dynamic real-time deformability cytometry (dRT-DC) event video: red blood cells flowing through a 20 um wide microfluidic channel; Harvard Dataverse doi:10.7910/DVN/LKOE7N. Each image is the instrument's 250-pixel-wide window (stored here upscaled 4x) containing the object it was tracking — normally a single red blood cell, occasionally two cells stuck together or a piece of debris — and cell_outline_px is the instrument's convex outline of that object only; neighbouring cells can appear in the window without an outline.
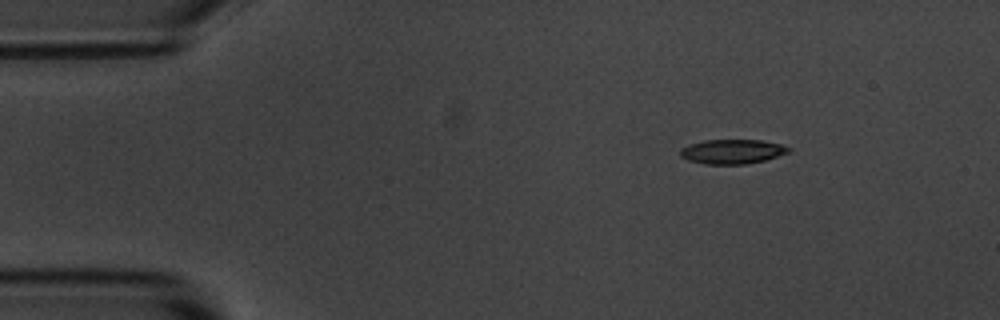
{"species": "common noctule bat (a hibernating species)", "species_latin": "Nyctalus noctula", "temperature_condition": "room temperature", "stored_images_in_passage": 5, "camera_frame_rate_fps": 3000, "um_per_image_px": 0.085, "animal": {"sex": "male", "body_mass_g": 20.1, "forearm_length_mm": 53.5}, "frame": {"image": 1, "passage_image": 1, "time_ms": 0.0, "image_size_px": [1000, 320], "cell_outline_px": [[792, 148], [788, 152], [764, 160], [744, 164], [704, 164], [688, 160], [680, 156], [680, 148], [688, 144], [704, 140], [760, 140], [780, 144]], "centroid_in_image_um": [62.19, 12.88], "position_along_channel_um": 22.8, "area_um2": 15.37}}
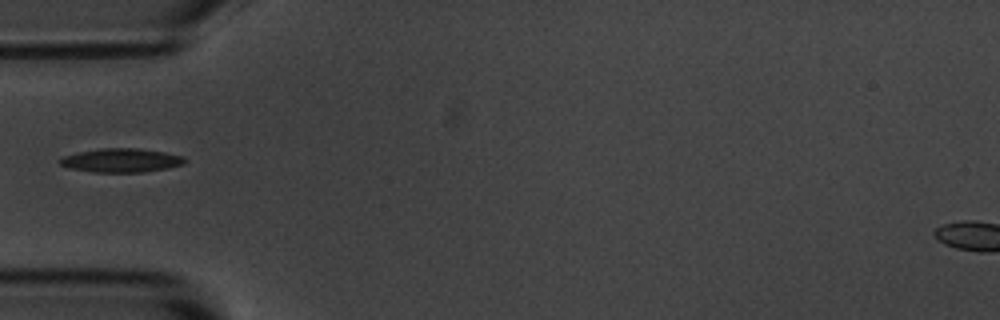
{"frame": {"image": 2, "passage_image": 4, "time_ms": 3.333, "image_size_px": [1000, 320], "cell_outline_px": [[188, 160], [184, 164], [168, 168], [144, 172], [92, 172], [68, 168], [60, 164], [60, 160], [64, 156], [80, 152], [100, 148], [136, 148], [164, 152], [184, 156]], "centroid_in_image_um": [10.35, 13.63], "position_along_channel_um": 74.7, "area_um2": 17.34}}